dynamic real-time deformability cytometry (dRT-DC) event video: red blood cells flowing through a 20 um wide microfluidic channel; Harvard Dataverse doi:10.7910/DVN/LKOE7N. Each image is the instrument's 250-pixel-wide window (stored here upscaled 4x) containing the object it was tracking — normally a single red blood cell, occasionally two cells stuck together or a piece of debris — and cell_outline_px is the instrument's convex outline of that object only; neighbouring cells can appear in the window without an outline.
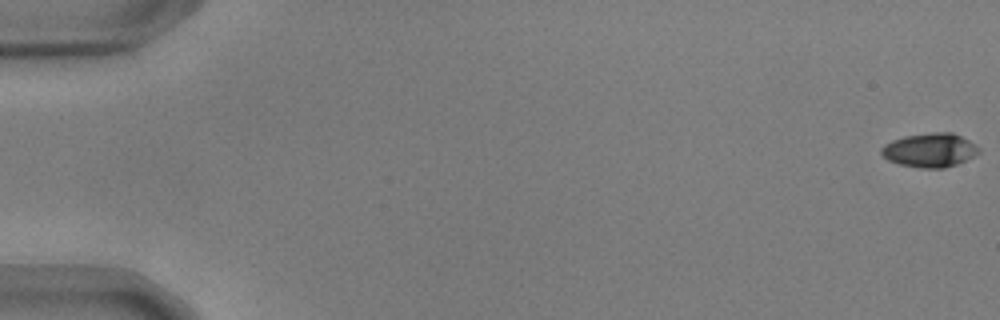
{"species": "common noctule bat (a hibernating species)", "species_latin": "Nyctalus noctula", "temperature_condition": "warm", "stored_images_in_passage": 56, "camera_frame_rate_fps": 3000, "um_per_image_px": 0.085, "animal": {"sex": "male", "body_mass_g": 17.9, "forearm_length_mm": 54.2}, "frame": {"image": 1, "passage_image": 1, "time_ms": 0.0, "image_size_px": [1000, 320], "cell_outline_px": [[980, 152], [956, 164], [944, 168], [920, 168], [900, 164], [888, 160], [880, 152], [880, 148], [884, 144], [892, 140], [904, 136], [932, 132], [952, 132], [976, 144], [980, 148]], "centroid_in_image_um": [79.02, 12.75], "position_along_channel_um": 6.0, "area_um2": 19.25}}
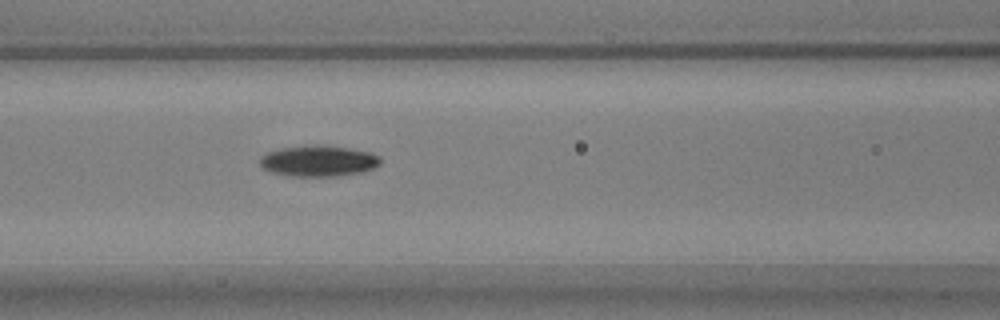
{"frame": {"image": 2, "passage_image": 25, "time_ms": 8.0, "image_size_px": [1000, 320], "cell_outline_px": [[380, 164], [364, 172], [340, 176], [292, 176], [272, 172], [264, 168], [260, 164], [260, 156], [268, 152], [280, 148], [316, 144], [328, 144], [372, 152], [380, 156]], "centroid_in_image_um": [27.11, 13.66], "position_along_channel_um": 139.5, "area_um2": 22.08}}
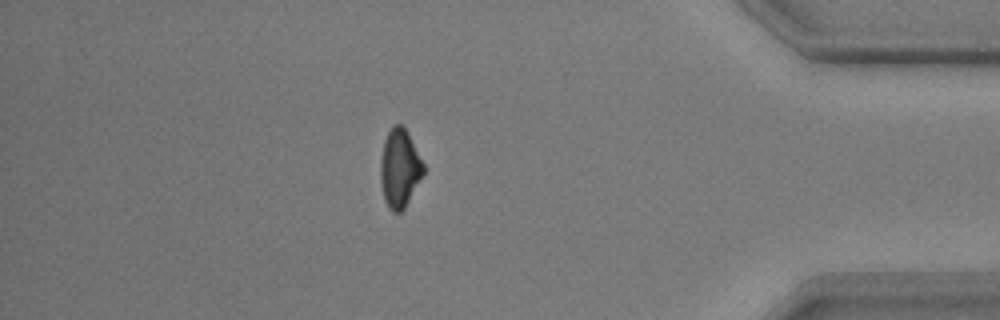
{"frame": {"image": 3, "passage_image": 49, "time_ms": 16.0, "image_size_px": [1000, 320], "cell_outline_px": [[424, 172], [404, 208], [400, 212], [392, 212], [388, 208], [384, 200], [380, 180], [380, 160], [384, 140], [392, 124], [404, 124], [424, 164]], "centroid_in_image_um": [33.95, 14.27], "position_along_channel_um": 401.3, "area_um2": 19.71}, "authors_computed_cell_mechanics": {"area_um2": 20.2589, "velocity_mm_per_s": 3.7063, "shape_relaxation_time_tau1_ms": 3.1142, "shape_relaxation_time_tau2_ms": null, "deformation_change_tau1": 0.131, "deformation_change_tau2": null}}